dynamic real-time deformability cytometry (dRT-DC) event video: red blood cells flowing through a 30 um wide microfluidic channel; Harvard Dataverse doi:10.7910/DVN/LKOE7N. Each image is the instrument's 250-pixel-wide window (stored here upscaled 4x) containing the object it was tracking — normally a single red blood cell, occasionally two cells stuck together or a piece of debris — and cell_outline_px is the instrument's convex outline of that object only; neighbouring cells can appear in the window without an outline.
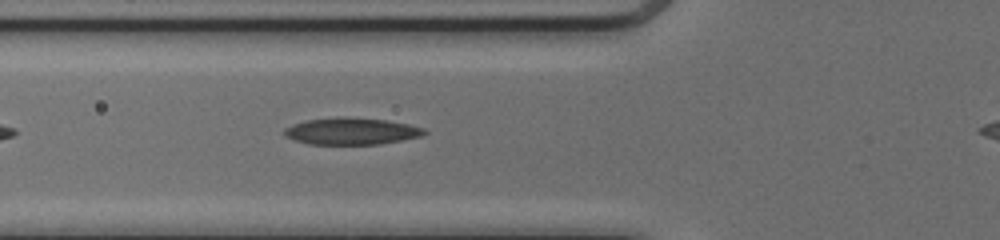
{"species": "common noctule bat (a hibernating species)", "species_latin": "Nyctalus noctula", "temperature_condition": "cold", "stored_images_in_passage": 31, "camera_frame_rate_fps": 3000, "um_per_image_px": 0.085, "animal": {"sex": "female", "body_mass_g": 17.0, "forearm_length_mm": 48.0}, "frame": {"image": 1, "passage_image": 3, "time_ms": 0.667, "image_size_px": [1000, 240], "cell_outline_px": [[428, 132], [420, 136], [380, 144], [308, 144], [284, 136], [284, 128], [292, 124], [308, 120], [340, 116], [348, 116], [384, 120], [408, 124], [424, 128]], "centroid_in_image_um": [29.84, 11.14], "position_along_channel_um": 96.0, "area_um2": 21.85}}
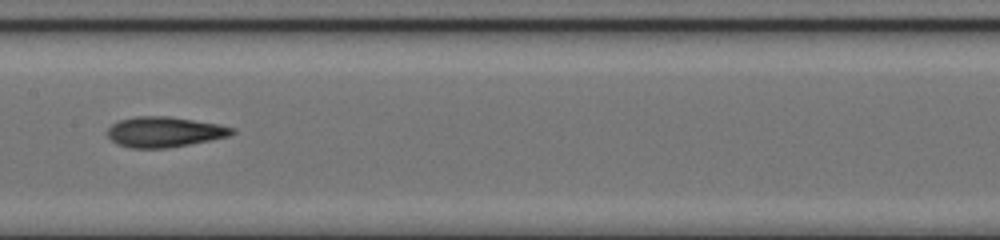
{"frame": {"image": 2, "passage_image": 10, "time_ms": 3.0, "image_size_px": [1000, 240], "cell_outline_px": [[236, 132], [228, 136], [168, 148], [132, 148], [116, 144], [108, 136], [108, 128], [112, 124], [120, 120], [136, 116], [168, 116], [220, 124], [236, 128]], "centroid_in_image_um": [13.98, 11.21], "position_along_channel_um": 193.4, "area_um2": 21.96}}
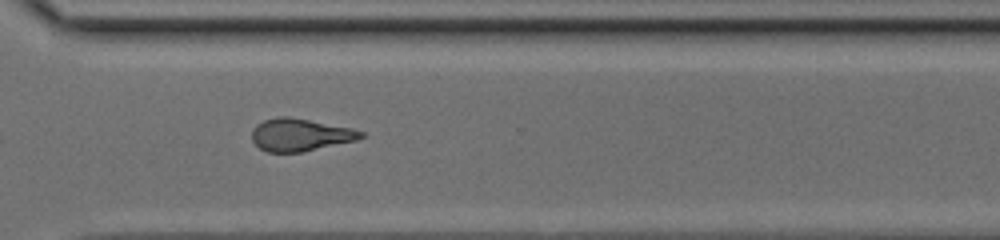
{"frame": {"image": 3, "passage_image": 21, "time_ms": 6.667, "image_size_px": [1000, 240], "cell_outline_px": [[364, 136], [356, 140], [300, 152], [268, 152], [260, 148], [252, 140], [252, 128], [256, 124], [264, 120], [280, 116], [288, 116], [352, 128], [364, 132]], "centroid_in_image_um": [25.49, 11.45], "position_along_channel_um": 345.1, "area_um2": 20.46}, "authors_computed_cell_mechanics": {"area_um2": 21.3282, "velocity_mm_per_s": 4.1476, "shape_relaxation_time_tau1_ms": 8.1225, "shape_relaxation_time_tau2_ms": 2.6496, "deformation_change_tau1": 0.2148, "deformation_change_tau2": 0.1145}}